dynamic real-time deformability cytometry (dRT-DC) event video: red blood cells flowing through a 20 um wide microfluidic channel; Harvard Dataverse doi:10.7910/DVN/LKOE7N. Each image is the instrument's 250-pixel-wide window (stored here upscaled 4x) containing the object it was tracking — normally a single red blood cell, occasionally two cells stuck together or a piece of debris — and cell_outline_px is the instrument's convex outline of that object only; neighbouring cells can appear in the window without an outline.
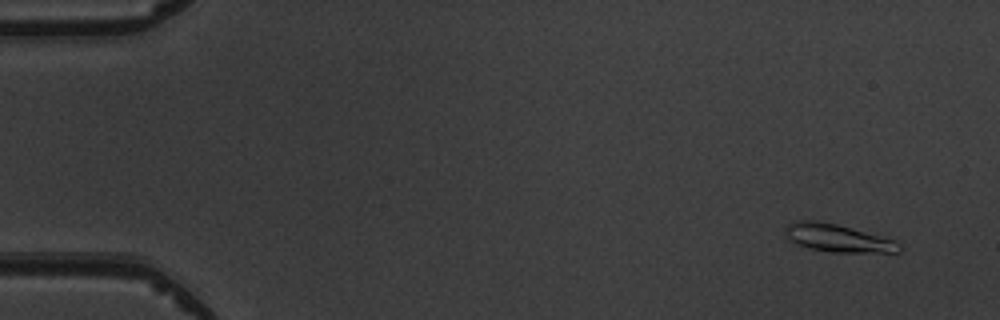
{"species": "common noctule bat (a hibernating species)", "species_latin": "Nyctalus noctula", "temperature_condition": "warm", "stored_images_in_passage": 6, "camera_frame_rate_fps": 3000, "um_per_image_px": 0.085, "animal": {"sex": "male", "body_mass_g": 19.5, "forearm_length_mm": 54.6}, "frame": {"image": 1, "passage_image": 1, "time_ms": 0.0, "image_size_px": [1000, 320], "cell_outline_px": [[904, 248], [900, 252], [828, 252], [808, 248], [796, 244], [788, 240], [784, 232], [784, 228], [792, 220], [816, 220], [836, 224], [880, 236], [892, 240], [900, 244]], "centroid_in_image_um": [71.13, 20.23], "position_along_channel_um": 13.9, "area_um2": 18.55}}